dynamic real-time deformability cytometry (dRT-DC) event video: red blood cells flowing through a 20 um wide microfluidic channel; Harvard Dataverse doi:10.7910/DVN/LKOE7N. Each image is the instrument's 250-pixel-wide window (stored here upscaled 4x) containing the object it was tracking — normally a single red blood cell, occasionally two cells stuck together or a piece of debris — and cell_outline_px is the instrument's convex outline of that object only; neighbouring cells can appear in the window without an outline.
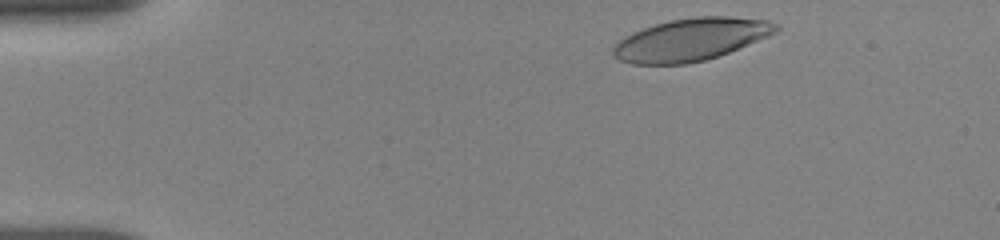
{"species": "human", "species_latin": "Homo sapiens", "temperature_condition": "room temperature", "stored_images_in_passage": 45, "camera_frame_rate_fps": 3000, "um_per_image_px": 0.085, "donor": {"sex": "female"}, "frame": {"image": 1, "passage_image": 2, "time_ms": 0.333, "image_size_px": [1000, 240], "cell_outline_px": [[780, 28], [776, 32], [768, 36], [728, 52], [704, 60], [688, 64], [632, 64], [616, 60], [612, 56], [612, 48], [620, 40], [644, 28], [668, 20], [696, 16], [728, 16], [768, 20], [776, 24]], "centroid_in_image_um": [58.71, 3.36], "position_along_channel_um": 26.3, "area_um2": 40.0}}
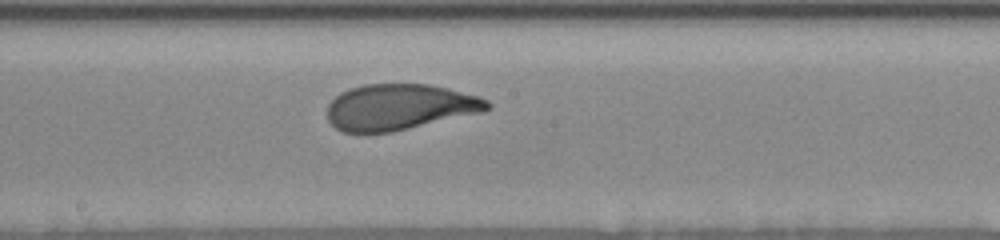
{"frame": {"image": 2, "passage_image": 20, "time_ms": 7.333, "image_size_px": [1000, 240], "cell_outline_px": [[492, 108], [484, 112], [392, 132], [344, 132], [336, 128], [328, 120], [328, 104], [340, 92], [364, 84], [428, 84], [448, 88], [480, 96], [488, 100], [492, 104]], "centroid_in_image_um": [34.02, 9.09], "position_along_channel_um": 214.2, "area_um2": 43.0}}
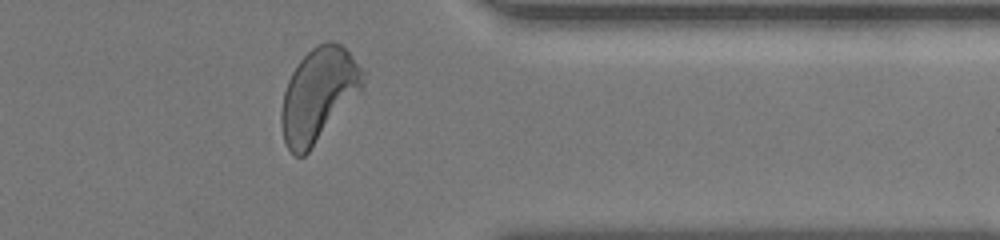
{"frame": {"image": 3, "passage_image": 40, "time_ms": 12.0, "image_size_px": [1000, 240], "cell_outline_px": [[364, 88], [308, 152], [304, 156], [296, 156], [288, 148], [284, 140], [280, 120], [280, 112], [284, 92], [288, 80], [292, 72], [300, 60], [312, 48], [328, 40], [332, 40], [340, 44], [364, 68]], "centroid_in_image_um": [27.08, 8.04], "position_along_channel_um": 384.3, "area_um2": 44.22}, "authors_computed_cell_mechanics": {"area_um2": 43.2922, "velocity_mm_per_s": 3.7948, "shape_relaxation_time_tau1_ms": 3.2531, "shape_relaxation_time_tau2_ms": 0.6723, "deformation_change_tau1": 0.1636, "deformation_change_tau2": 0.0642}}